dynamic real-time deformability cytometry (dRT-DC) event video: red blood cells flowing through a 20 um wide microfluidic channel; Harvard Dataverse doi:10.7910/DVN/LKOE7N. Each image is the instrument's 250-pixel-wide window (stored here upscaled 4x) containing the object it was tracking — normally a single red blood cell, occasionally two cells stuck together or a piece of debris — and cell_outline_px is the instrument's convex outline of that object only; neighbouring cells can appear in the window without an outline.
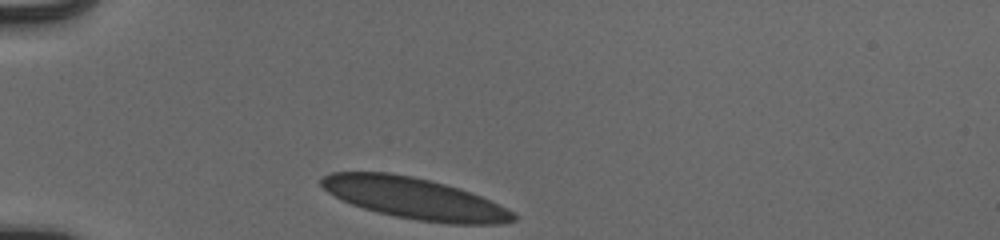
{"species": "human", "species_latin": "Homo sapiens", "temperature_condition": "cold", "stored_images_in_passage": 31, "camera_frame_rate_fps": 3000, "um_per_image_px": 0.085, "donor": {"sex": "male"}, "frame": {"image": 1, "passage_image": 1, "time_ms": 0.0, "image_size_px": [1000, 240], "cell_outline_px": [[516, 220], [500, 224], [448, 224], [416, 220], [396, 216], [364, 208], [352, 204], [328, 192], [320, 184], [320, 180], [324, 176], [332, 172], [388, 172], [412, 176], [444, 184], [472, 192], [512, 212], [516, 216]], "centroid_in_image_um": [35.23, 16.86], "position_along_channel_um": 49.8, "area_um2": 45.55}}
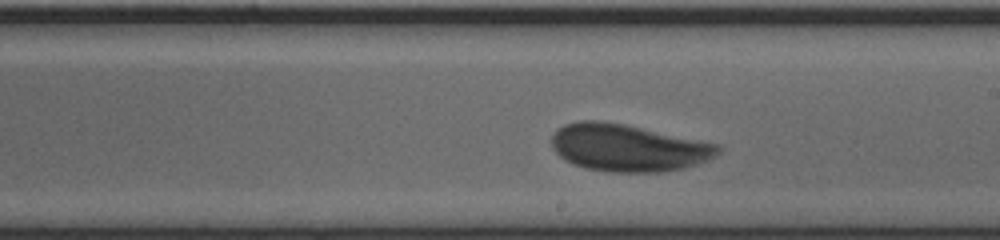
{"frame": {"image": 2, "passage_image": 18, "time_ms": 5.667, "image_size_px": [1000, 240], "cell_outline_px": [[724, 148], [716, 156], [708, 160], [684, 168], [660, 172], [604, 172], [584, 168], [572, 164], [564, 160], [552, 148], [552, 136], [564, 124], [580, 120], [600, 120], [624, 124], [720, 144]], "centroid_in_image_um": [53.4, 12.57], "position_along_channel_um": 235.6, "area_um2": 46.07}}
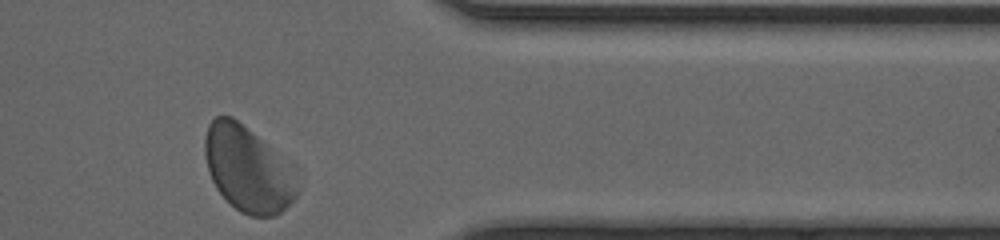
{"frame": {"image": 3, "passage_image": 31, "time_ms": 10.0, "image_size_px": [1000, 240], "cell_outline_px": [[296, 196], [276, 216], [248, 216], [240, 212], [216, 188], [212, 180], [208, 168], [204, 152], [204, 136], [208, 124], [216, 116], [232, 116], [256, 136], [272, 152], [296, 188]], "centroid_in_image_um": [20.89, 14.39], "position_along_channel_um": 390.5, "area_um2": 43.41}, "authors_computed_cell_mechanics": {"area_um2": 45.2574, "velocity_mm_per_s": 3.7879, "shape_relaxation_time_tau1_ms": 3.7143, "shape_relaxation_time_tau2_ms": null, "deformation_change_tau1": 0.1364, "deformation_change_tau2": null}}